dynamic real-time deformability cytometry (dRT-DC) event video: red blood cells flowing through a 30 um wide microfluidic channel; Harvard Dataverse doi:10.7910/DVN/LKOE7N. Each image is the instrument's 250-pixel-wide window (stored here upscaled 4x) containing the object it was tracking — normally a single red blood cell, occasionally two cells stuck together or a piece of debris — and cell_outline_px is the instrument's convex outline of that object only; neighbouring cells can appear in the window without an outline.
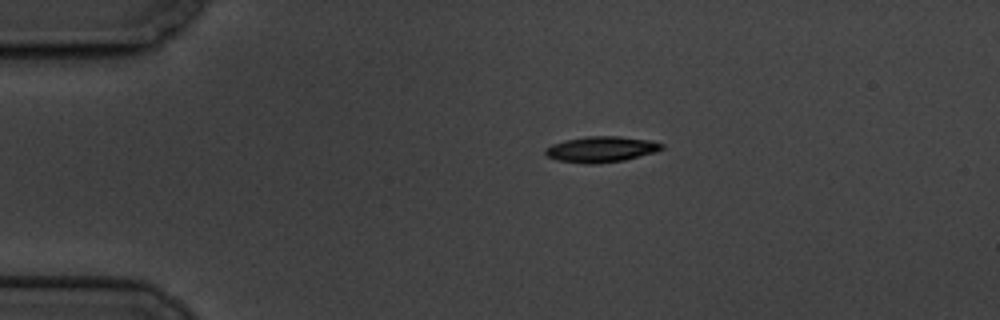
{"species": "common noctule bat (a hibernating species)", "species_latin": "Nyctalus noctula", "temperature_condition": "cold", "stored_images_in_passage": 4, "camera_frame_rate_fps": 3000, "um_per_image_px": 0.085, "animal": {"sex": "male", "body_mass_g": 19.5, "forearm_length_mm": 54.6}, "frame": {"image": 1, "passage_image": 1, "time_ms": 0.0, "image_size_px": [1000, 320], "cell_outline_px": [[664, 148], [656, 152], [624, 160], [596, 164], [588, 164], [556, 160], [548, 156], [544, 152], [544, 148], [552, 144], [564, 140], [588, 136], [620, 136], [652, 140], [664, 144]], "centroid_in_image_um": [51.11, 12.68], "position_along_channel_um": 33.9, "area_um2": 17.69}}
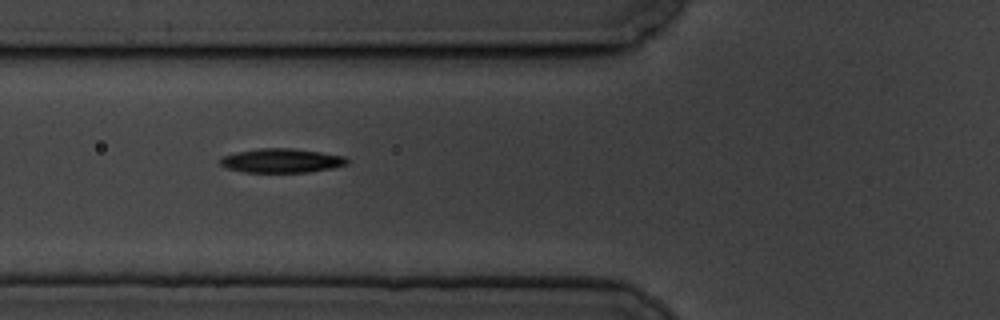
{"frame": {"image": 2, "passage_image": 3, "time_ms": 3.333, "image_size_px": [1000, 320], "cell_outline_px": [[348, 164], [332, 168], [308, 172], [244, 172], [228, 168], [220, 164], [220, 160], [224, 156], [236, 152], [260, 148], [292, 148], [320, 152], [344, 156], [348, 160]], "centroid_in_image_um": [23.95, 13.65], "position_along_channel_um": 101.9, "area_um2": 17.69}}
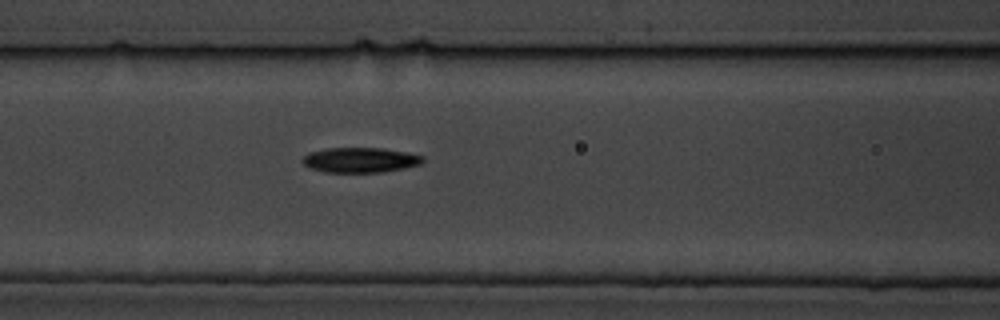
{"frame": {"image": 3, "passage_image": 4, "time_ms": 4.333, "image_size_px": [1000, 320], "cell_outline_px": [[424, 160], [420, 164], [404, 168], [384, 172], [324, 172], [312, 168], [304, 164], [300, 160], [308, 152], [328, 148], [384, 148], [408, 152], [424, 156]], "centroid_in_image_um": [30.63, 13.59], "position_along_channel_um": 136.0, "area_um2": 17.63}}